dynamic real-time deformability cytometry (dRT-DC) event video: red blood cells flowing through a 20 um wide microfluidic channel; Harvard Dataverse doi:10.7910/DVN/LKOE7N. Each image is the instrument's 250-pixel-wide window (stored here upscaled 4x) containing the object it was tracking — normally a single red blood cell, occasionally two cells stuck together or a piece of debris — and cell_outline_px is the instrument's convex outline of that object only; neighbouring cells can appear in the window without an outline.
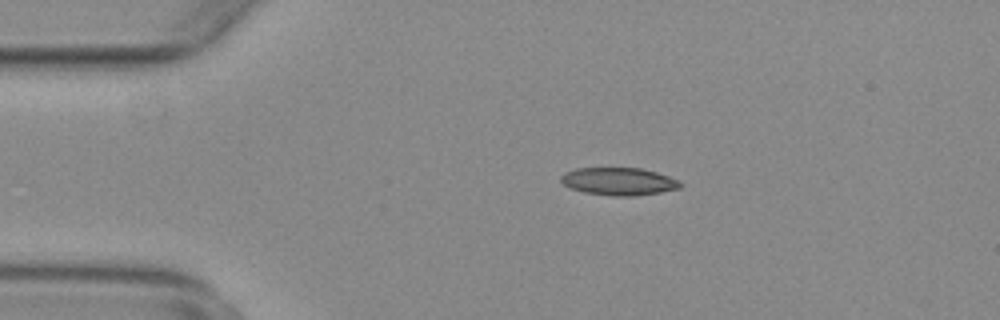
{"species": "common noctule bat (a hibernating species)", "species_latin": "Nyctalus noctula", "temperature_condition": "warm", "stored_images_in_passage": 42, "camera_frame_rate_fps": 3000, "um_per_image_px": 0.085, "animal": {"sex": "female", "body_mass_g": 29.2, "forearm_length_mm": 56.3}, "frame": {"image": 1, "passage_image": 1, "time_ms": 0.0, "image_size_px": [1000, 320], "cell_outline_px": [[680, 188], [660, 192], [636, 196], [612, 196], [584, 192], [568, 188], [560, 180], [560, 176], [564, 172], [576, 168], [640, 168], [656, 172], [680, 180]], "centroid_in_image_um": [52.56, 15.42], "position_along_channel_um": 32.4, "area_um2": 19.31}}
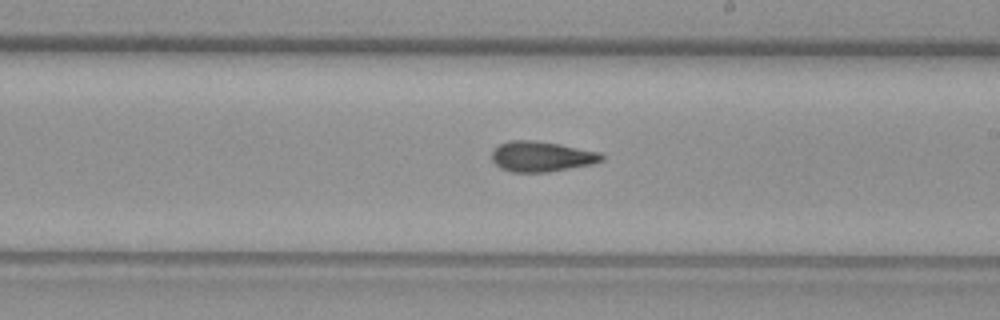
{"frame": {"image": 2, "passage_image": 21, "time_ms": 6.667, "image_size_px": [1000, 320], "cell_outline_px": [[604, 160], [592, 164], [548, 172], [512, 172], [500, 168], [492, 160], [492, 148], [508, 140], [532, 140], [560, 144], [600, 152], [604, 156]], "centroid_in_image_um": [46.01, 13.3], "position_along_channel_um": 243.0, "area_um2": 19.54}}
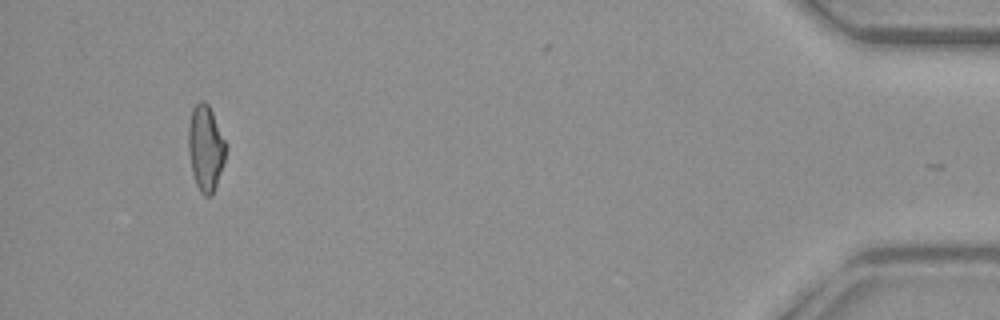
{"frame": {"image": 3, "passage_image": 41, "time_ms": 13.333, "image_size_px": [1000, 320], "cell_outline_px": [[228, 148], [212, 196], [204, 196], [200, 192], [196, 184], [192, 172], [188, 152], [188, 128], [192, 108], [200, 100], [204, 100], [208, 104], [228, 144]], "centroid_in_image_um": [17.48, 12.56], "position_along_channel_um": 417.7, "area_um2": 18.9}, "authors_computed_cell_mechanics": {"area_um2": 19.1318, "velocity_mm_per_s": 3.8138, "shape_relaxation_time_tau1_ms": null, "shape_relaxation_time_tau2_ms": 5.4039, "deformation_change_tau1": null, "deformation_change_tau2": 0.1467}}